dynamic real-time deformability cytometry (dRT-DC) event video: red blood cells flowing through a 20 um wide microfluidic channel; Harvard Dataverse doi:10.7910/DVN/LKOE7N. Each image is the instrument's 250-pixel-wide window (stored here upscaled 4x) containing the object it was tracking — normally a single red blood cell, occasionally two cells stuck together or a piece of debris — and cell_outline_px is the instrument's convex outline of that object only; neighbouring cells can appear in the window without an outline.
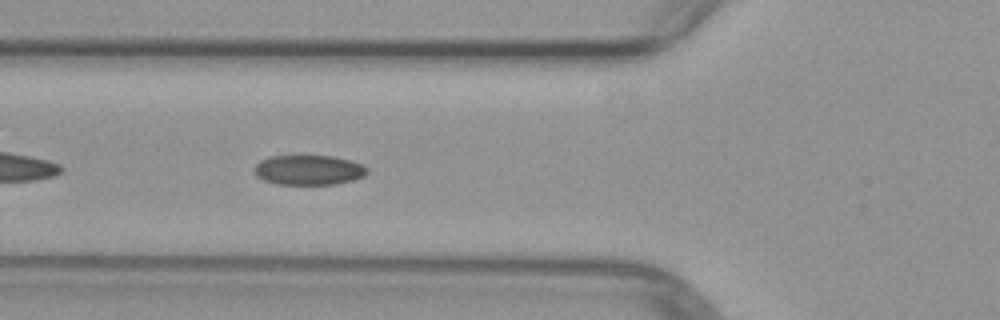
{"species": "common noctule bat (a hibernating species)", "species_latin": "Nyctalus noctula", "temperature_condition": "warm", "stored_images_in_passage": 32, "camera_frame_rate_fps": 3000, "um_per_image_px": 0.085, "animal": {"sex": "female", "body_mass_g": 29.2, "forearm_length_mm": 56.3}, "frame": {"image": 1, "passage_image": 5, "time_ms": 1.333, "image_size_px": [1000, 320], "cell_outline_px": [[368, 172], [364, 176], [352, 180], [336, 184], [276, 184], [264, 180], [256, 176], [252, 168], [260, 160], [272, 156], [332, 156], [352, 160], [364, 164], [368, 168]], "centroid_in_image_um": [26.25, 14.44], "position_along_channel_um": 99.6, "area_um2": 19.83}}
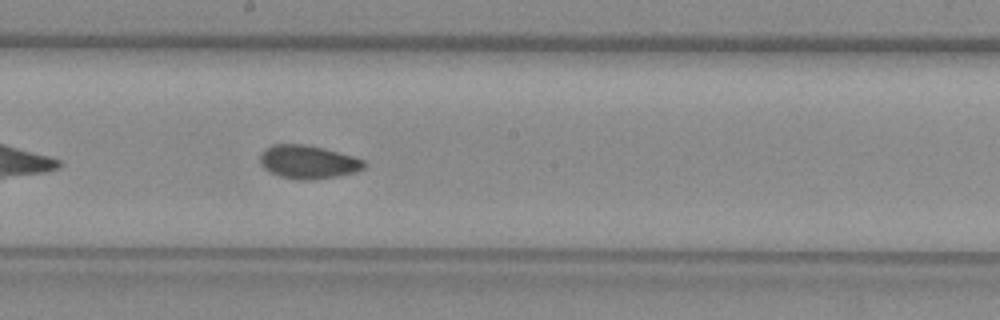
{"frame": {"image": 2, "passage_image": 14, "time_ms": 4.333, "image_size_px": [1000, 320], "cell_outline_px": [[368, 164], [364, 168], [356, 172], [336, 176], [312, 180], [300, 180], [280, 176], [264, 168], [260, 164], [260, 152], [264, 148], [272, 144], [300, 144], [324, 148], [352, 156], [364, 160]], "centroid_in_image_um": [26.18, 13.76], "position_along_channel_um": 222.0, "area_um2": 20.29}}
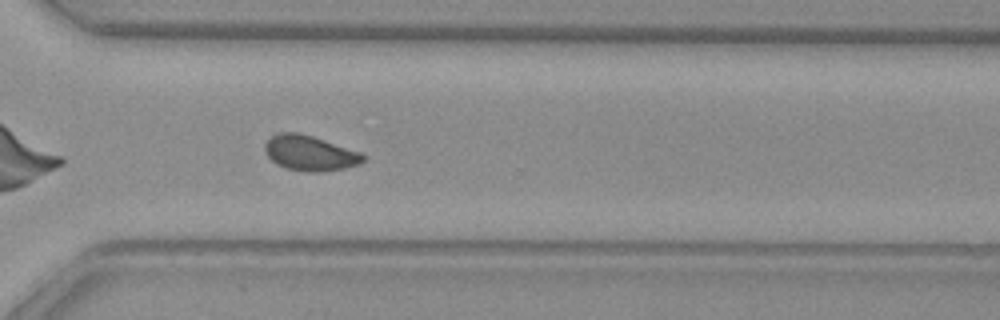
{"frame": {"image": 3, "passage_image": 23, "time_ms": 7.333, "image_size_px": [1000, 320], "cell_outline_px": [[364, 160], [360, 164], [344, 168], [320, 172], [304, 172], [284, 168], [276, 164], [264, 152], [264, 144], [276, 132], [300, 132], [360, 152], [364, 156]], "centroid_in_image_um": [26.29, 13.02], "position_along_channel_um": 344.3, "area_um2": 20.23}}